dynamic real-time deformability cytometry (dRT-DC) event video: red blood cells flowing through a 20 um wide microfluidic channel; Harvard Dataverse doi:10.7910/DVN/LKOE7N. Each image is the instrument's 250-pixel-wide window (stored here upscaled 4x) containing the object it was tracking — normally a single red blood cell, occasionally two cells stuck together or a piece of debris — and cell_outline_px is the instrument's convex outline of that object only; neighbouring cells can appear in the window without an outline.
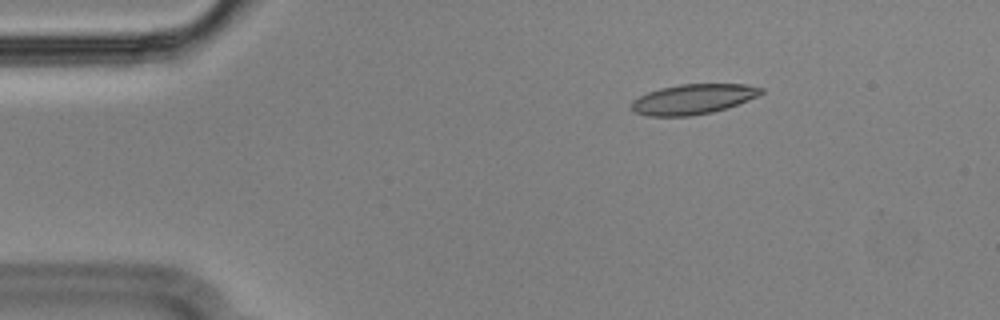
{"species": "Egyptian fruit bat (a non-hibernating species)", "species_latin": "Rousettus aegyptiacus", "temperature_condition": "cold", "stored_images_in_passage": 48, "camera_frame_rate_fps": 3000, "um_per_image_px": 0.085, "animal": {"sex": "male"}, "frame": {"image": 1, "passage_image": 1, "time_ms": 0.0, "image_size_px": [1000, 320], "cell_outline_px": [[764, 92], [760, 96], [712, 112], [688, 116], [648, 116], [632, 112], [632, 100], [648, 92], [660, 88], [680, 84], [744, 84], [764, 88]], "centroid_in_image_um": [58.91, 8.42], "position_along_channel_um": 26.1, "area_um2": 22.66}}
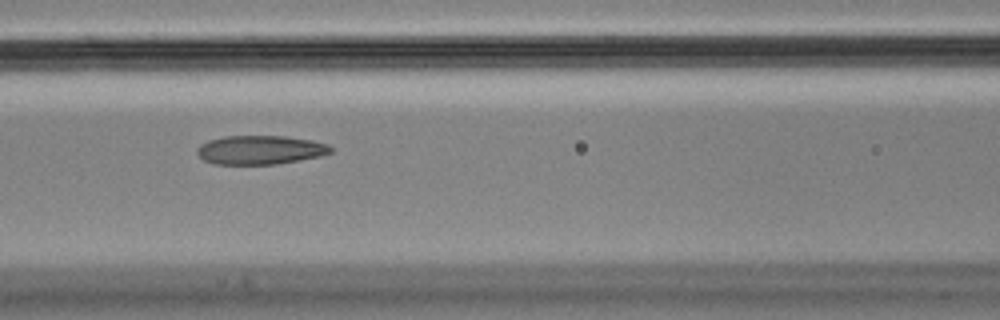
{"frame": {"image": 2, "passage_image": 16, "time_ms": 5.0, "image_size_px": [1000, 320], "cell_outline_px": [[332, 152], [320, 156], [300, 160], [276, 164], [212, 164], [204, 160], [196, 152], [196, 148], [200, 144], [208, 140], [224, 136], [288, 136], [312, 140], [328, 144], [332, 148]], "centroid_in_image_um": [22.11, 12.74], "position_along_channel_um": 144.5, "area_um2": 22.66}}
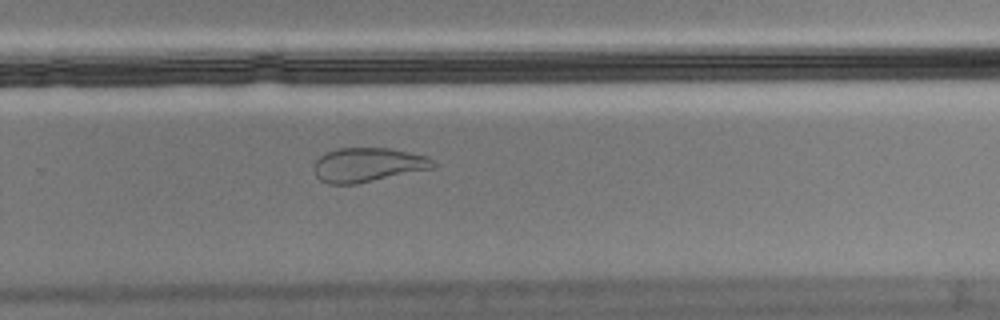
{"frame": {"image": 3, "passage_image": 29, "time_ms": 9.333, "image_size_px": [1000, 320], "cell_outline_px": [[436, 164], [432, 168], [356, 184], [328, 184], [320, 180], [316, 176], [316, 160], [320, 156], [328, 152], [340, 148], [388, 148], [428, 156]], "centroid_in_image_um": [31.27, 14.01], "position_along_channel_um": 298.5, "area_um2": 23.35}, "authors_computed_cell_mechanics": {"area_um2": 23.7847, "velocity_mm_per_s": 3.5746, "shape_relaxation_time_tau1_ms": null, "shape_relaxation_time_tau2_ms": 2.2998, "deformation_change_tau1": null, "deformation_change_tau2": 0.0835}}